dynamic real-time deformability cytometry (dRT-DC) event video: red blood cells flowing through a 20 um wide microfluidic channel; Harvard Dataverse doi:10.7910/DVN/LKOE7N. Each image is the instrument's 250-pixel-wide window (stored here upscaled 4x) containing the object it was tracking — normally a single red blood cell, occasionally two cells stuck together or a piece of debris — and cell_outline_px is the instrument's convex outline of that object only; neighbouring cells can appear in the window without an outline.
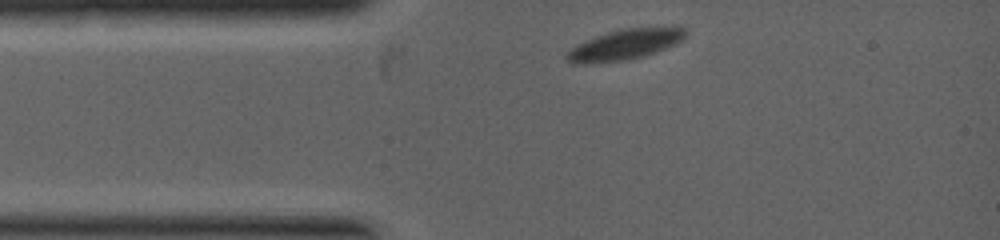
{"species": "common noctule bat (a hibernating species)", "species_latin": "Nyctalus noctula", "temperature_condition": "warm", "stored_images_in_passage": 21, "camera_frame_rate_fps": 5000, "um_per_image_px": 0.085, "animal": {"sex": "female", "body_mass_g": 19.0, "forearm_length_mm": 53.3}, "frame": {"image": 1, "passage_image": 1, "time_ms": 0.0, "image_size_px": [1000, 240], "cell_outline_px": [[688, 32], [676, 44], [644, 56], [620, 60], [580, 64], [568, 60], [564, 56], [576, 44], [584, 40], [620, 28], [676, 24], [684, 28]], "centroid_in_image_um": [53.2, 3.72], "position_along_channel_um": 31.8, "area_um2": 21.39}}
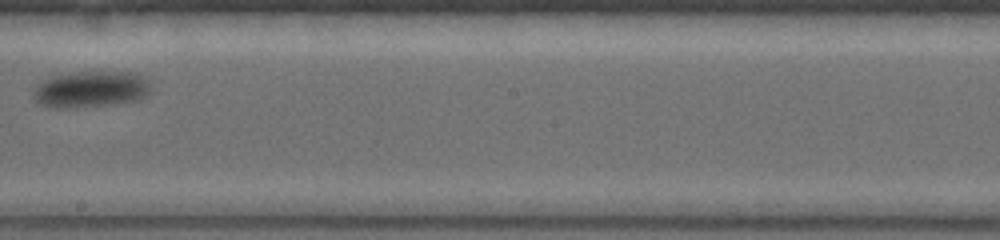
{"frame": {"image": 2, "passage_image": 12, "time_ms": 3.6, "image_size_px": [1000, 240], "cell_outline_px": [[148, 92], [140, 100], [116, 104], [68, 108], [56, 108], [40, 104], [32, 96], [32, 88], [40, 80], [48, 76], [76, 72], [132, 72], [148, 76]], "centroid_in_image_um": [7.67, 7.58], "position_along_channel_um": 240.5, "area_um2": 25.37}}
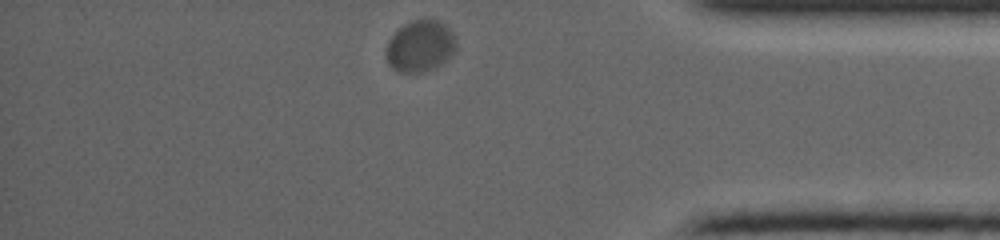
{"frame": {"image": 3, "passage_image": 21, "time_ms": 6.4, "image_size_px": [1000, 240], "cell_outline_px": [[456, 48], [436, 68], [420, 72], [396, 72], [388, 64], [388, 40], [404, 24], [412, 20], [440, 20], [456, 36]], "centroid_in_image_um": [35.73, 3.92], "position_along_channel_um": 399.5, "area_um2": 20.63}}